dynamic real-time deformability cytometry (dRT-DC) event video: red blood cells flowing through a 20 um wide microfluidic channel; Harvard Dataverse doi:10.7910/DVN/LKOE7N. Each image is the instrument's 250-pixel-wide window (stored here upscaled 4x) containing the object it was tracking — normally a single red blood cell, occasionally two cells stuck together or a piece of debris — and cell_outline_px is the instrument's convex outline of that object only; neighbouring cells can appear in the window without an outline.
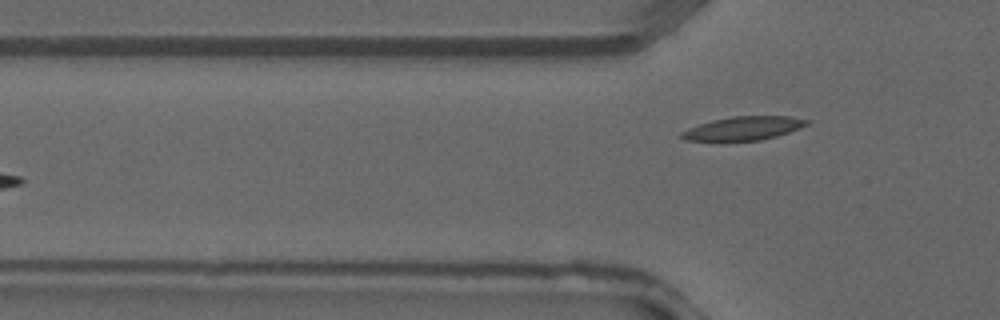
{"species": "common noctule bat (a hibernating species)", "species_latin": "Nyctalus noctula", "temperature_condition": "warm", "stored_images_in_passage": 2, "camera_frame_rate_fps": 3000, "um_per_image_px": 0.085, "animal": {"sex": "male", "forearm_length_mm": 52.5}, "frame": {"image": 1, "passage_image": 2, "time_ms": 0.333, "image_size_px": [1000, 320], "cell_outline_px": [[812, 124], [776, 136], [760, 140], [684, 140], [680, 136], [680, 132], [688, 128], [712, 120], [732, 116], [788, 116], [812, 120]], "centroid_in_image_um": [63.25, 10.89], "position_along_channel_um": 62.5, "area_um2": 17.17}}